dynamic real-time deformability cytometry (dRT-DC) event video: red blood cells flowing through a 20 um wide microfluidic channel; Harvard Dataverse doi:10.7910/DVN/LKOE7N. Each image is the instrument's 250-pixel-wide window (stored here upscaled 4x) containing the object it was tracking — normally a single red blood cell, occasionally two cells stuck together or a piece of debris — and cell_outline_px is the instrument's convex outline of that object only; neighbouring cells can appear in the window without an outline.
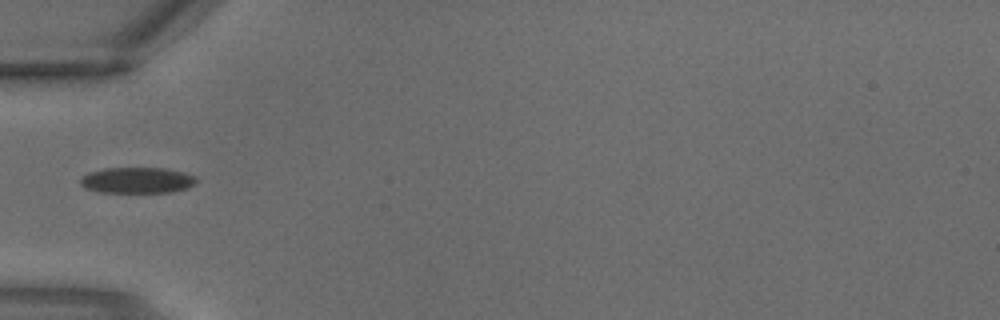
{"species": "common noctule bat (a hibernating species)", "species_latin": "Nyctalus noctula", "temperature_condition": "warm", "stored_images_in_passage": 2, "camera_frame_rate_fps": 3000, "um_per_image_px": 0.085, "animal": {"sex": "male", "body_mass_g": 18.8}, "frame": {"image": 1, "passage_image": 2, "time_ms": 0.333, "image_size_px": [1000, 320], "cell_outline_px": [[200, 180], [196, 184], [188, 188], [172, 192], [100, 192], [84, 188], [80, 184], [80, 176], [88, 172], [104, 168], [168, 168], [184, 172], [196, 176]], "centroid_in_image_um": [11.69, 15.31], "position_along_channel_um": 73.3, "area_um2": 17.92}}